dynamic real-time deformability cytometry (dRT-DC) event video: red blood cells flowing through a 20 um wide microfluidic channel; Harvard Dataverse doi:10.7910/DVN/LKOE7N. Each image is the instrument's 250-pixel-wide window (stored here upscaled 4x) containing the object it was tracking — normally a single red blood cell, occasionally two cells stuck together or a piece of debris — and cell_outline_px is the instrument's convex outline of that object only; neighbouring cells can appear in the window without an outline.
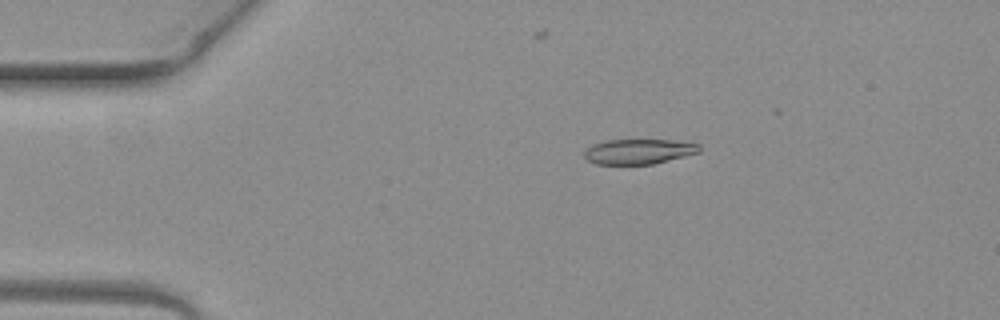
{"species": "common noctule bat (a hibernating species)", "species_latin": "Nyctalus noctula", "temperature_condition": "warm", "stored_images_in_passage": 4, "camera_frame_rate_fps": 3000, "um_per_image_px": 0.085, "animal": {"sex": "female", "body_mass_g": 19.3, "forearm_length_mm": 54.1}, "frame": {"image": 1, "passage_image": 3, "time_ms": 0.667, "image_size_px": [1000, 320], "cell_outline_px": [[700, 152], [652, 164], [596, 164], [588, 160], [584, 156], [584, 152], [592, 144], [604, 140], [672, 140], [700, 144]], "centroid_in_image_um": [54.27, 12.87], "position_along_channel_um": 30.7, "area_um2": 16.7}}